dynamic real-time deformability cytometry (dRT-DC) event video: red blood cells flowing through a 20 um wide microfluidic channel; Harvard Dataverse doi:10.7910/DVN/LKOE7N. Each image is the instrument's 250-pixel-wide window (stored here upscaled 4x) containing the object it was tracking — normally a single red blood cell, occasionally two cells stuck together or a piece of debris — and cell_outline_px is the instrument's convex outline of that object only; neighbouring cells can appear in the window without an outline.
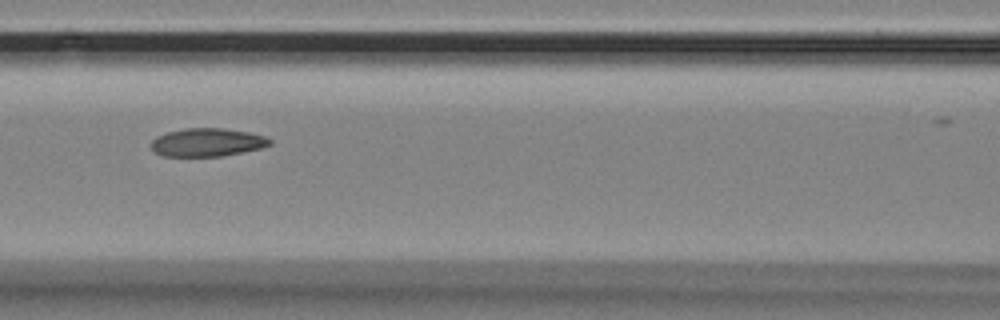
{"species": "Egyptian fruit bat (a non-hibernating species)", "species_latin": "Rousettus aegyptiacus", "temperature_condition": "room temperature", "stored_images_in_passage": 14, "camera_frame_rate_fps": 3000, "um_per_image_px": 0.085, "animal": {"sex": "female"}, "frame": {"image": 1, "passage_image": 7, "time_ms": 2.0, "image_size_px": [1000, 320], "cell_outline_px": [[272, 144], [260, 148], [244, 152], [224, 156], [160, 156], [148, 144], [156, 136], [168, 132], [184, 128], [224, 128], [248, 132], [264, 136], [272, 140]], "centroid_in_image_um": [17.6, 12.1], "position_along_channel_um": 149.0, "area_um2": 19.65}}
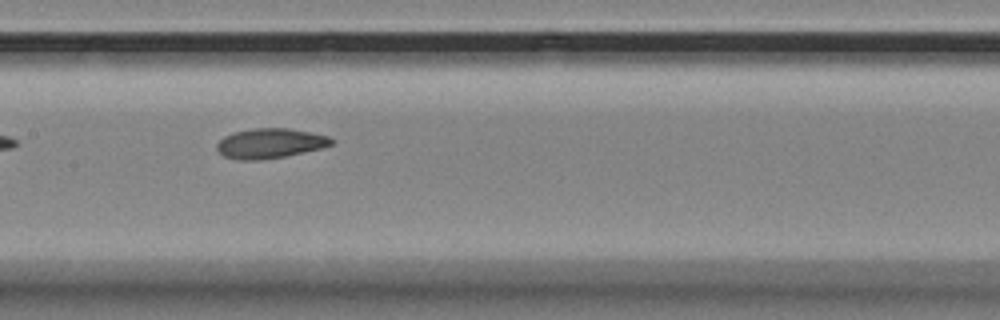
{"frame": {"image": 2, "passage_image": 10, "time_ms": 3.0, "image_size_px": [1000, 320], "cell_outline_px": [[332, 144], [320, 148], [284, 156], [260, 160], [236, 160], [224, 156], [216, 148], [216, 144], [224, 136], [236, 132], [252, 128], [288, 128], [328, 136], [332, 140]], "centroid_in_image_um": [22.9, 12.19], "position_along_channel_um": 184.5, "area_um2": 19.65}}
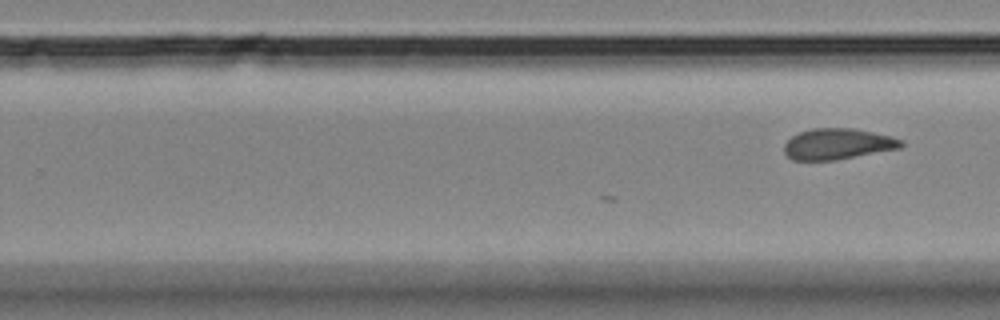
{"frame": {"image": 3, "passage_image": 14, "time_ms": 4.333, "image_size_px": [1000, 320], "cell_outline_px": [[904, 144], [900, 148], [836, 160], [792, 160], [784, 152], [784, 144], [792, 136], [800, 132], [812, 128], [852, 128], [892, 136], [904, 140]], "centroid_in_image_um": [71.21, 12.23], "position_along_channel_um": 258.6, "area_um2": 21.1}}